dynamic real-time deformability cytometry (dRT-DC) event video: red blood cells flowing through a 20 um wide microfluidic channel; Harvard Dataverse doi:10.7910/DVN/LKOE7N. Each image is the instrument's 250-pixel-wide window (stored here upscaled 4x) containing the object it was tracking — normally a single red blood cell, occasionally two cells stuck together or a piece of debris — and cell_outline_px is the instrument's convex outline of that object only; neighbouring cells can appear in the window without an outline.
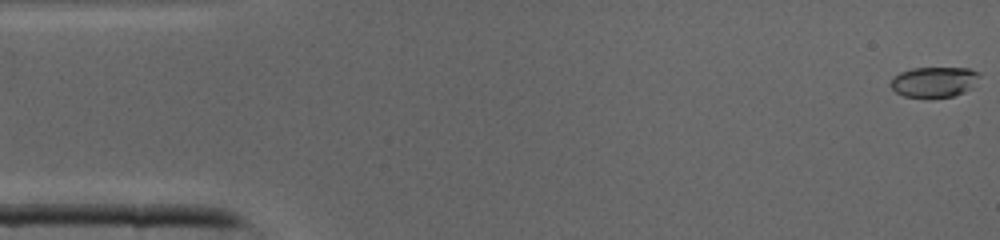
{"species": "common noctule bat (a hibernating species)", "species_latin": "Nyctalus noctula", "temperature_condition": "cold", "stored_images_in_passage": 42, "camera_frame_rate_fps": 3000, "um_per_image_px": 0.085, "animal": {"sex": "male", "body_mass_g": 19.0, "forearm_length_mm": 50.8}, "frame": {"image": 1, "passage_image": 1, "time_ms": 0.0, "image_size_px": [1000, 240], "cell_outline_px": [[980, 76], [972, 88], [964, 92], [952, 96], [928, 100], [904, 96], [896, 92], [888, 84], [892, 76], [900, 72], [912, 68], [968, 68], [980, 72]], "centroid_in_image_um": [79.37, 6.99], "position_along_channel_um": 5.6, "area_um2": 16.36}}
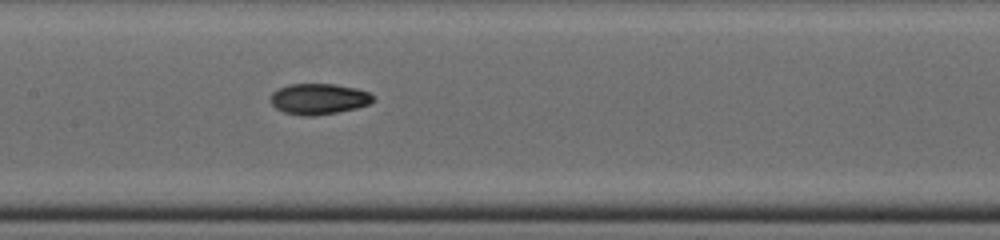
{"frame": {"image": 2, "passage_image": 20, "time_ms": 6.333, "image_size_px": [1000, 240], "cell_outline_px": [[372, 100], [368, 104], [356, 108], [336, 112], [312, 116], [304, 116], [284, 112], [276, 108], [272, 104], [272, 92], [288, 84], [332, 84], [356, 88], [368, 92], [372, 96]], "centroid_in_image_um": [27.07, 8.41], "position_along_channel_um": 180.3, "area_um2": 18.09}}
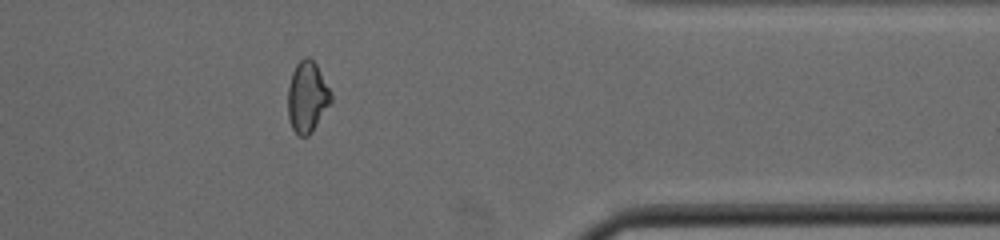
{"frame": {"image": 3, "passage_image": 34, "time_ms": 11.0, "image_size_px": [1000, 240], "cell_outline_px": [[332, 100], [312, 132], [308, 136], [300, 136], [292, 128], [288, 116], [288, 88], [292, 72], [296, 64], [304, 56], [308, 56], [316, 64], [332, 92]], "centroid_in_image_um": [26.12, 8.22], "position_along_channel_um": 385.3, "area_um2": 17.8}}